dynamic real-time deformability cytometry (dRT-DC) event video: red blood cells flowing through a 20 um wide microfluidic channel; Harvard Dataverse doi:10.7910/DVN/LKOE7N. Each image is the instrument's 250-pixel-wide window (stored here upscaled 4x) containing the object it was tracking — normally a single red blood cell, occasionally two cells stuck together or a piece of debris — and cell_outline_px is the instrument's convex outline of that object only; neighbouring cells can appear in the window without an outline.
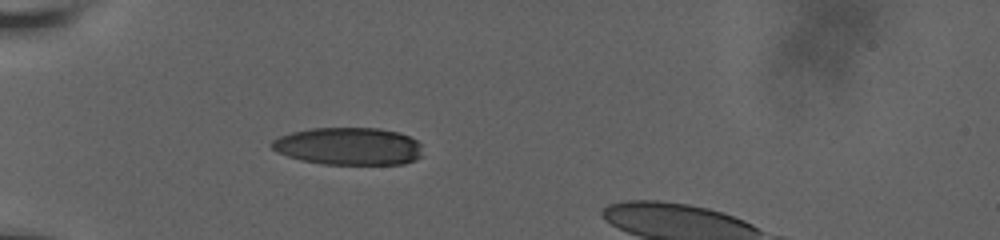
{"species": "human", "species_latin": "Homo sapiens", "temperature_condition": "room temperature", "stored_images_in_passage": 37, "camera_frame_rate_fps": 3000, "um_per_image_px": 0.085, "donor": {"sex": "male"}, "frame": {"image": 1, "passage_image": 1, "time_ms": 0.0, "image_size_px": [1000, 240], "cell_outline_px": [[424, 156], [416, 160], [404, 164], [324, 164], [300, 160], [276, 152], [272, 148], [272, 140], [280, 136], [292, 132], [312, 128], [380, 128], [400, 132], [416, 140], [420, 144]], "centroid_in_image_um": [29.67, 12.43], "position_along_channel_um": 55.3, "area_um2": 33.23}}
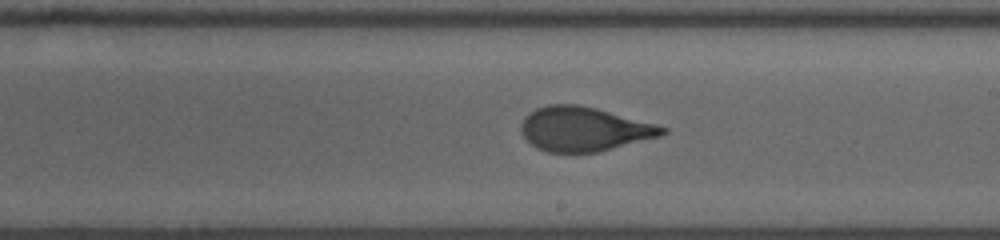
{"frame": {"image": 2, "passage_image": 17, "time_ms": 5.333, "image_size_px": [1000, 240], "cell_outline_px": [[668, 132], [660, 136], [596, 152], [548, 152], [536, 148], [524, 136], [520, 128], [520, 124], [524, 116], [528, 112], [536, 108], [548, 104], [576, 104], [596, 108], [656, 124], [668, 128]], "centroid_in_image_um": [49.61, 10.95], "position_along_channel_um": 239.4, "area_um2": 36.3}}
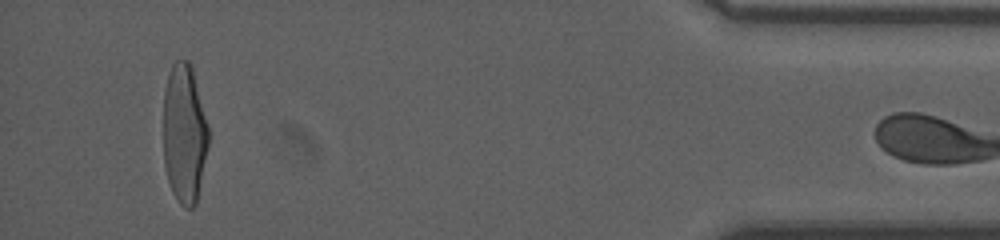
{"frame": {"image": 3, "passage_image": 36, "time_ms": 11.667, "image_size_px": [1000, 240], "cell_outline_px": [[208, 148], [196, 204], [192, 208], [184, 208], [180, 204], [172, 192], [168, 180], [164, 164], [164, 88], [172, 64], [176, 60], [188, 60], [192, 68], [208, 124]], "centroid_in_image_um": [15.67, 11.38], "position_along_channel_um": 419.5, "area_um2": 36.65}}